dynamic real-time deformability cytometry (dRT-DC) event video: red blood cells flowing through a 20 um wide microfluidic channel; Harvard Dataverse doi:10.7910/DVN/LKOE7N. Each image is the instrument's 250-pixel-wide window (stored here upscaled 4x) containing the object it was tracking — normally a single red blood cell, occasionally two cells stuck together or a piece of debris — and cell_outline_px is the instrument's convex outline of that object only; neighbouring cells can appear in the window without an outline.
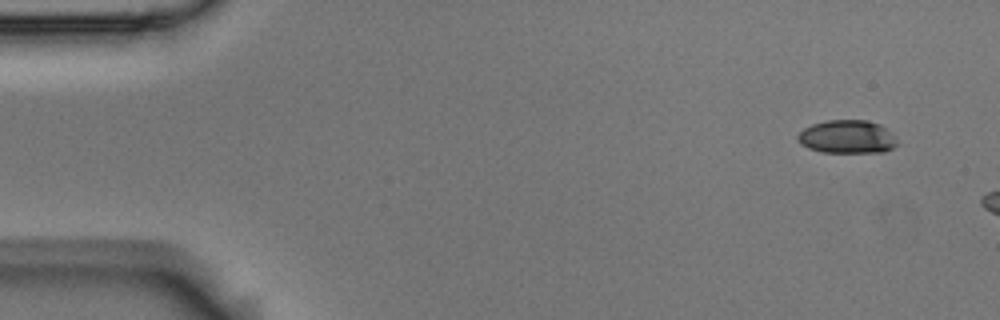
{"species": "Egyptian fruit bat (a non-hibernating species)", "species_latin": "Rousettus aegyptiacus", "temperature_condition": "room temperature", "stored_images_in_passage": 3, "camera_frame_rate_fps": 3000, "um_per_image_px": 0.085, "animal": {"sex": "male"}, "frame": {"image": 1, "passage_image": 1, "time_ms": 0.0, "image_size_px": [1000, 320], "cell_outline_px": [[900, 144], [884, 152], [824, 152], [808, 148], [800, 144], [796, 140], [796, 136], [804, 128], [812, 124], [828, 120], [868, 120], [880, 124]], "centroid_in_image_um": [71.98, 11.63], "position_along_channel_um": 13.0, "area_um2": 19.25}}